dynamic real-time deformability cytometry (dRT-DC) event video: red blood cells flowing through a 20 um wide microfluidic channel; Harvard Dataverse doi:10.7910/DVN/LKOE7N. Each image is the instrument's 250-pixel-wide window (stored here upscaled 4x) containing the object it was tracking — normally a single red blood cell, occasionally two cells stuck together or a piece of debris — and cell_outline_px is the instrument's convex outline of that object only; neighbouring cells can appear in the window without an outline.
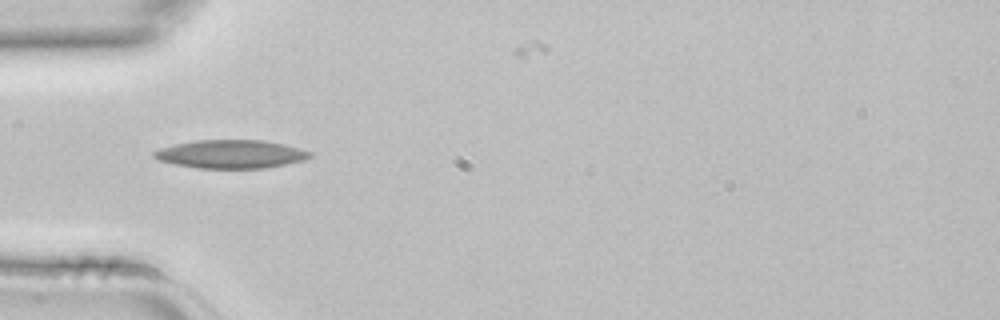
{"species": "common noctule bat (a hibernating species)", "species_latin": "Nyctalus noctula", "temperature_condition": "room temperature", "stored_images_in_passage": 4, "camera_frame_rate_fps": 3000, "um_per_image_px": 0.085, "animal": {"sex": "female", "body_mass_g": 22.7, "forearm_length_mm": 54.2}, "frame": {"image": 1, "passage_image": 3, "time_ms": 0.667, "image_size_px": [1000, 320], "cell_outline_px": [[312, 156], [304, 160], [264, 168], [200, 168], [176, 164], [160, 160], [152, 156], [152, 152], [160, 148], [176, 144], [196, 140], [264, 140], [284, 144], [300, 148], [312, 152]], "centroid_in_image_um": [19.64, 13.09], "position_along_channel_um": 65.4, "area_um2": 25.61}}